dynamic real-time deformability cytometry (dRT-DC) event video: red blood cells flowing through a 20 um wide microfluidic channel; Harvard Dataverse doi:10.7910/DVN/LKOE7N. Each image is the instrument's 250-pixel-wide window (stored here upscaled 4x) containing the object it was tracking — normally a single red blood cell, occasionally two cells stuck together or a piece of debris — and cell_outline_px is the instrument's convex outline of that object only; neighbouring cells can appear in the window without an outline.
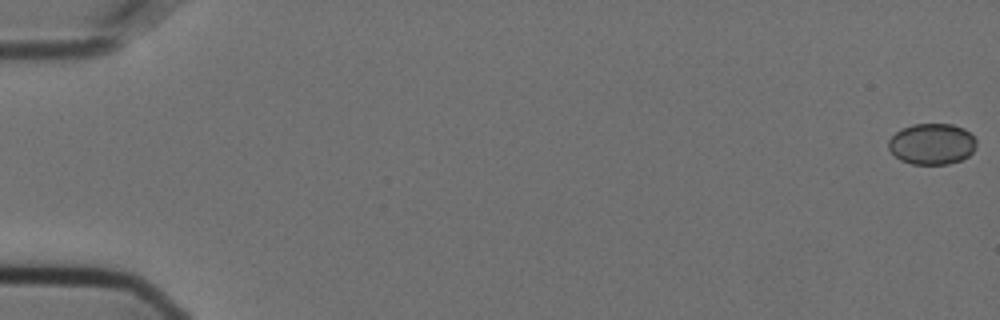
{"species": "Egyptian fruit bat (a non-hibernating species)", "species_latin": "Rousettus aegyptiacus", "temperature_condition": "cold", "stored_images_in_passage": 19, "camera_frame_rate_fps": 3000, "um_per_image_px": 0.085, "animal": {"sex": "female"}, "frame": {"image": 1, "passage_image": 1, "time_ms": 0.0, "image_size_px": [1000, 320], "cell_outline_px": [[976, 148], [968, 156], [960, 160], [948, 164], [912, 164], [900, 160], [888, 148], [888, 140], [896, 132], [912, 124], [952, 124], [964, 128], [976, 140]], "centroid_in_image_um": [79.22, 12.24], "position_along_channel_um": 5.8, "area_um2": 20.98}}
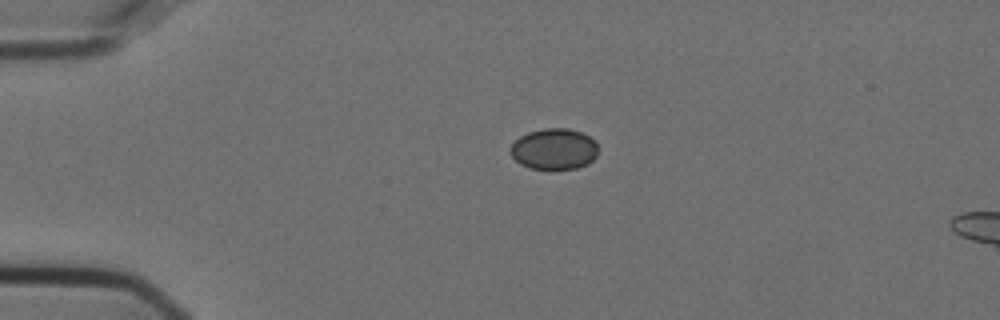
{"frame": {"image": 2, "passage_image": 14, "time_ms": 4.333, "image_size_px": [1000, 320], "cell_outline_px": [[596, 156], [588, 164], [576, 168], [528, 168], [520, 164], [508, 152], [508, 148], [520, 136], [528, 132], [544, 128], [568, 128], [580, 132], [596, 140]], "centroid_in_image_um": [47.06, 12.65], "position_along_channel_um": 37.9, "area_um2": 20.92}}